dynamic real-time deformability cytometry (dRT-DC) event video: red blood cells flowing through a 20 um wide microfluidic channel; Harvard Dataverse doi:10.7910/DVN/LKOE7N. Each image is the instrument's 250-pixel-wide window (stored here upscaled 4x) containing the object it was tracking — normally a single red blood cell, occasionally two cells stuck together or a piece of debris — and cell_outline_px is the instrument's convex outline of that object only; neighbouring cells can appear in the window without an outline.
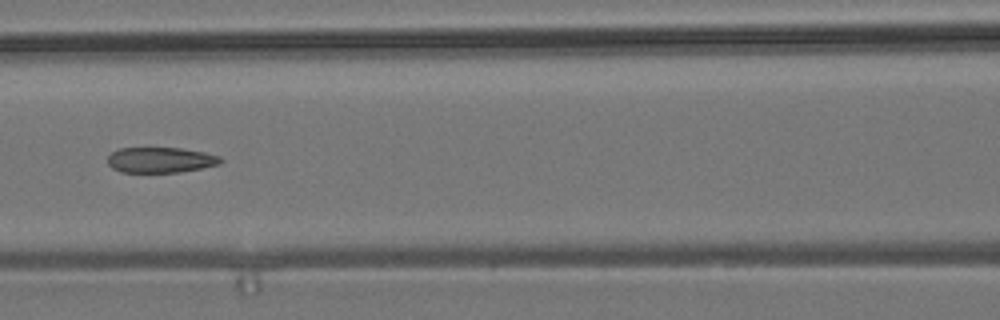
{"species": "common noctule bat (a hibernating species)", "species_latin": "Nyctalus noctula", "temperature_condition": "room temperature", "stored_images_in_passage": 7, "camera_frame_rate_fps": 3000, "um_per_image_px": 0.085, "animal": {"sex": "male", "body_mass_g": 19.2, "forearm_length_mm": 51.8}, "frame": {"image": 1, "passage_image": 4, "time_ms": 3.333, "image_size_px": [1000, 320], "cell_outline_px": [[224, 160], [220, 164], [180, 172], [120, 172], [112, 168], [108, 164], [108, 156], [112, 152], [120, 148], [180, 148], [204, 152], [220, 156]], "centroid_in_image_um": [13.65, 13.6], "position_along_channel_um": 153.0, "area_um2": 16.76}}
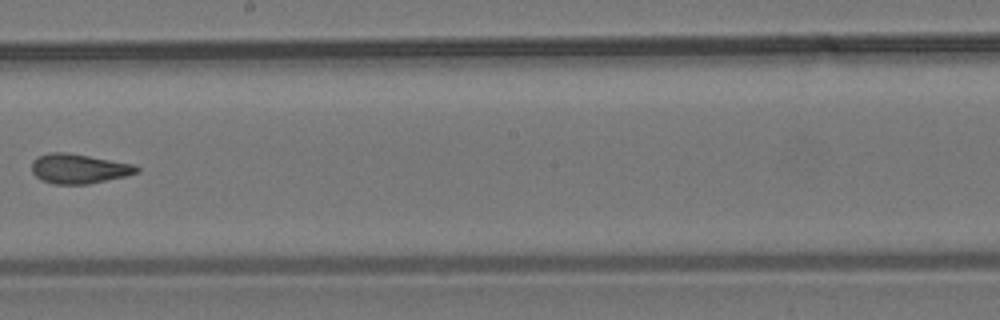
{"frame": {"image": 2, "passage_image": 6, "time_ms": 5.667, "image_size_px": [1000, 320], "cell_outline_px": [[140, 172], [124, 176], [88, 184], [52, 184], [40, 180], [32, 172], [32, 160], [48, 152], [64, 152], [88, 156], [132, 164], [140, 168]], "centroid_in_image_um": [6.66, 14.34], "position_along_channel_um": 241.5, "area_um2": 17.98}}
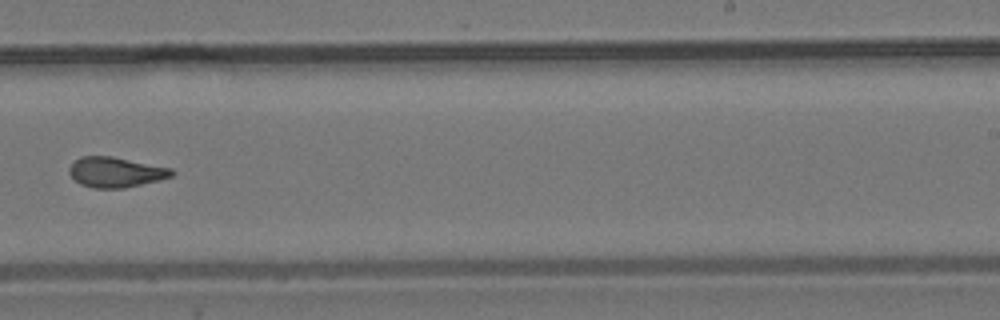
{"frame": {"image": 3, "passage_image": 7, "time_ms": 6.667, "image_size_px": [1000, 320], "cell_outline_px": [[176, 172], [172, 176], [160, 180], [124, 188], [92, 188], [80, 184], [68, 172], [68, 168], [80, 156], [112, 156], [172, 168]], "centroid_in_image_um": [9.85, 14.63], "position_along_channel_um": 279.1, "area_um2": 18.09}}